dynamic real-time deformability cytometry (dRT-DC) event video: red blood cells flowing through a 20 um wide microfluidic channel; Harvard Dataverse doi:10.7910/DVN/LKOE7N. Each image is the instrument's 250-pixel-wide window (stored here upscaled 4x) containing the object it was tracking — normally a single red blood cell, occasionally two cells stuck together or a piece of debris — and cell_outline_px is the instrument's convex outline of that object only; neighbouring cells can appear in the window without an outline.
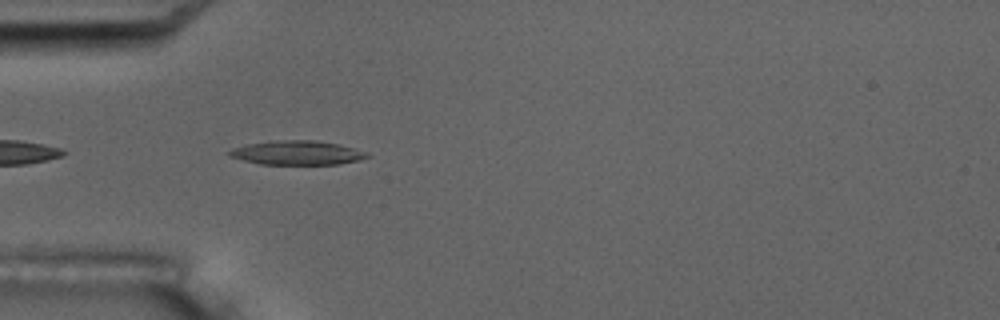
{"species": "common noctule bat (a hibernating species)", "species_latin": "Nyctalus noctula", "temperature_condition": "room temperature", "stored_images_in_passage": 8, "camera_frame_rate_fps": 3000, "um_per_image_px": 0.085, "animal": {"sex": "male", "body_mass_g": 17.5, "forearm_length_mm": 52.3}, "frame": {"image": 1, "passage_image": 5, "time_ms": 4.333, "image_size_px": [1000, 320], "cell_outline_px": [[372, 156], [360, 160], [340, 164], [260, 164], [228, 156], [224, 152], [232, 148], [248, 144], [284, 140], [316, 140], [340, 144], [368, 152]], "centroid_in_image_um": [25.29, 12.99], "position_along_channel_um": 59.7, "area_um2": 19.48}}
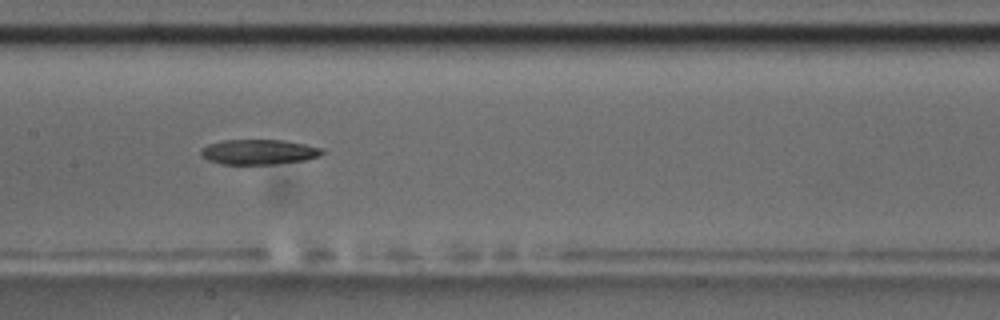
{"frame": {"image": 2, "passage_image": 8, "time_ms": 8.0, "image_size_px": [1000, 320], "cell_outline_px": [[324, 152], [320, 156], [304, 160], [276, 164], [220, 164], [208, 160], [200, 156], [200, 148], [208, 144], [224, 140], [284, 140], [324, 148]], "centroid_in_image_um": [21.98, 12.91], "position_along_channel_um": 185.4, "area_um2": 17.86}}